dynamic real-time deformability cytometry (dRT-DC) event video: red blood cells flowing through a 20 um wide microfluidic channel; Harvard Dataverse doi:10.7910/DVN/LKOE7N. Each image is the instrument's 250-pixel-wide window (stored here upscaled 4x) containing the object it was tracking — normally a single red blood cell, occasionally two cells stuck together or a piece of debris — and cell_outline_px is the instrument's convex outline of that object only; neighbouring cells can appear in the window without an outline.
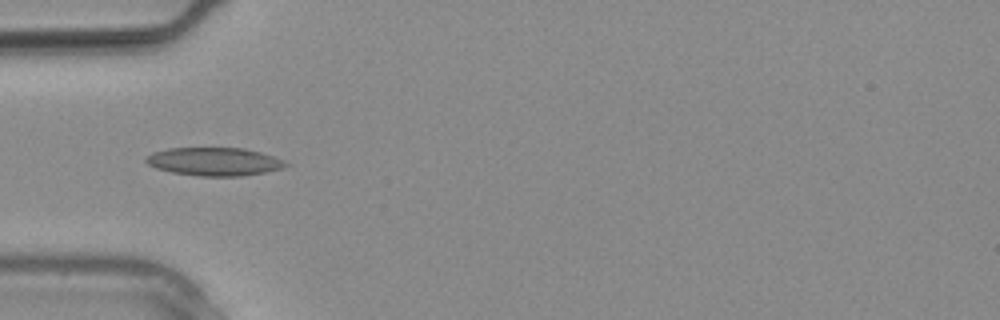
{"species": "common noctule bat (a hibernating species)", "species_latin": "Nyctalus noctula", "temperature_condition": "warm", "stored_images_in_passage": 17, "camera_frame_rate_fps": 3000, "um_per_image_px": 0.085, "animal": {"sex": "male", "body_mass_g": 20.4}, "frame": {"image": 1, "passage_image": 6, "time_ms": 1.667, "image_size_px": [1000, 320], "cell_outline_px": [[292, 164], [284, 168], [244, 176], [200, 176], [172, 172], [156, 168], [148, 164], [144, 160], [144, 156], [152, 152], [168, 148], [244, 148], [260, 152], [284, 160]], "centroid_in_image_um": [18.22, 13.73], "position_along_channel_um": 66.8, "area_um2": 23.12}}
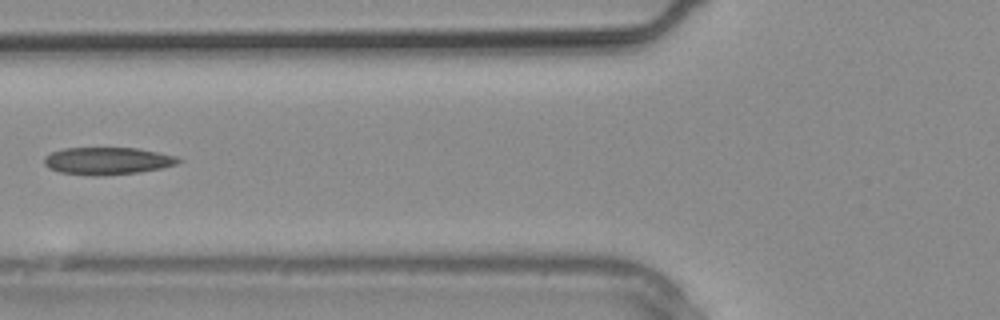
{"frame": {"image": 2, "passage_image": 8, "time_ms": 2.333, "image_size_px": [1000, 320], "cell_outline_px": [[184, 160], [176, 164], [160, 168], [140, 172], [100, 176], [96, 176], [60, 172], [48, 168], [44, 164], [44, 156], [52, 152], [64, 148], [136, 148], [176, 156]], "centroid_in_image_um": [9.11, 13.68], "position_along_channel_um": 116.7, "area_um2": 21.33}}